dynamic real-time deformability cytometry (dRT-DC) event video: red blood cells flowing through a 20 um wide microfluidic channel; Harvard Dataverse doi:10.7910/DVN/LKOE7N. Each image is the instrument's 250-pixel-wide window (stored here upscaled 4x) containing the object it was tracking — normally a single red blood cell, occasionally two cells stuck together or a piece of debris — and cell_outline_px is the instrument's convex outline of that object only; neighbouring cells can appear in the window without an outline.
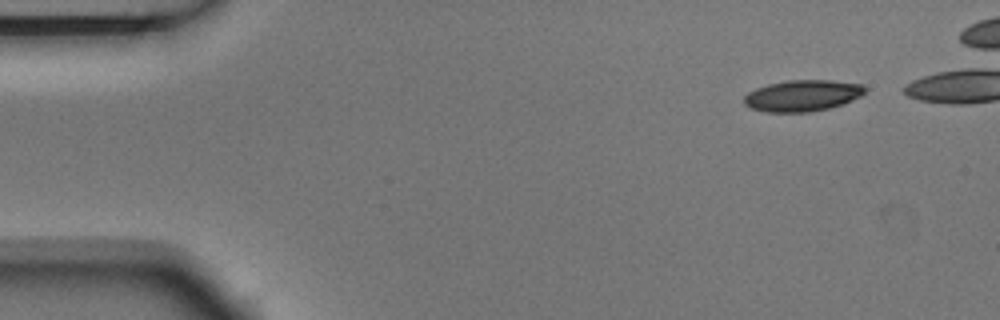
{"species": "Egyptian fruit bat (a non-hibernating species)", "species_latin": "Rousettus aegyptiacus", "temperature_condition": "room temperature", "stored_images_in_passage": 6, "segment_of_instrument_passage": [2, 2], "camera_frame_rate_fps": 3000, "um_per_image_px": 0.085, "animal": {"sex": "male"}, "frame": {"image": 1, "passage_image": 6, "time_ms": 1.667, "image_size_px": [1000, 320], "cell_outline_px": [[868, 88], [860, 96], [844, 104], [828, 108], [808, 112], [768, 112], [752, 108], [744, 104], [744, 96], [748, 92], [756, 88], [768, 84], [788, 80], [832, 80], [860, 84]], "centroid_in_image_um": [68.21, 8.12], "position_along_channel_um": 16.8, "area_um2": 22.02}}